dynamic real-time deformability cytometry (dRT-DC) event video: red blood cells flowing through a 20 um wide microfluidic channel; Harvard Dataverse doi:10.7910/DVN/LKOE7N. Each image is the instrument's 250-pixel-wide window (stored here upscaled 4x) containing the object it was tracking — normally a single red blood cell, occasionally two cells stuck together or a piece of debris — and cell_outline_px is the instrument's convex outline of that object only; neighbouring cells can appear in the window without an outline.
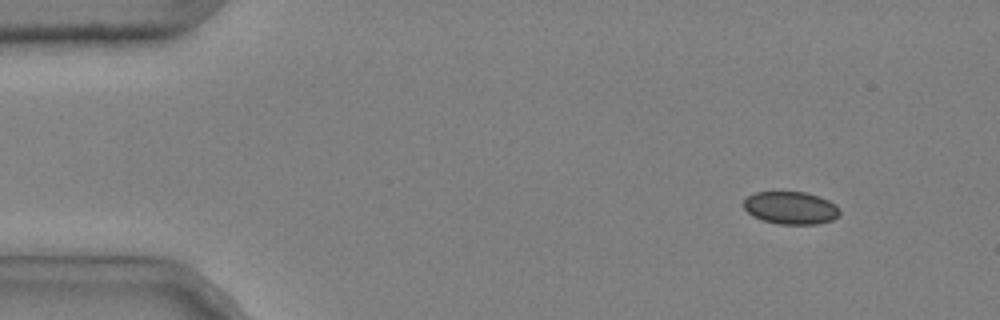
{"species": "common noctule bat (a hibernating species)", "species_latin": "Nyctalus noctula", "temperature_condition": "cold", "stored_images_in_passage": 50, "camera_frame_rate_fps": 3000, "um_per_image_px": 0.085, "animal": {"sex": "male", "body_mass_g": 20.4}, "frame": {"image": 1, "passage_image": 5, "time_ms": 1.333, "image_size_px": [1000, 320], "cell_outline_px": [[840, 216], [832, 220], [816, 224], [780, 224], [764, 220], [752, 216], [744, 208], [744, 200], [752, 192], [804, 192], [828, 200], [836, 204], [840, 208]], "centroid_in_image_um": [67.23, 17.67], "position_along_channel_um": 17.8, "area_um2": 18.26}}
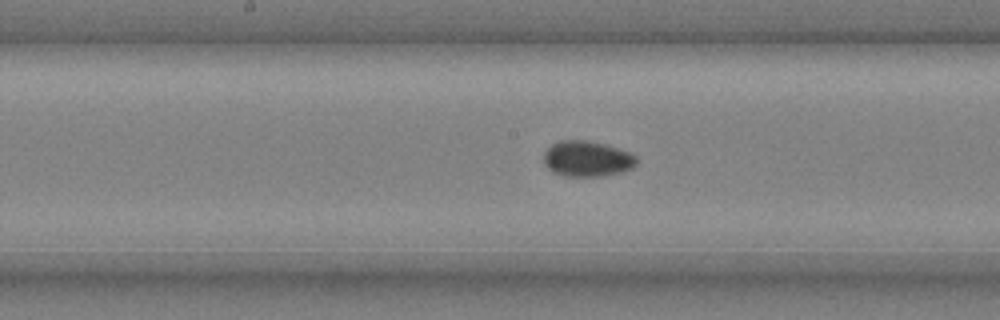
{"frame": {"image": 2, "passage_image": 27, "time_ms": 8.667, "image_size_px": [1000, 320], "cell_outline_px": [[636, 164], [632, 168], [620, 172], [600, 176], [564, 176], [552, 172], [544, 164], [544, 152], [552, 144], [560, 140], [584, 140], [604, 144], [632, 152], [636, 156]], "centroid_in_image_um": [49.89, 13.49], "position_along_channel_um": 198.3, "area_um2": 19.31}}
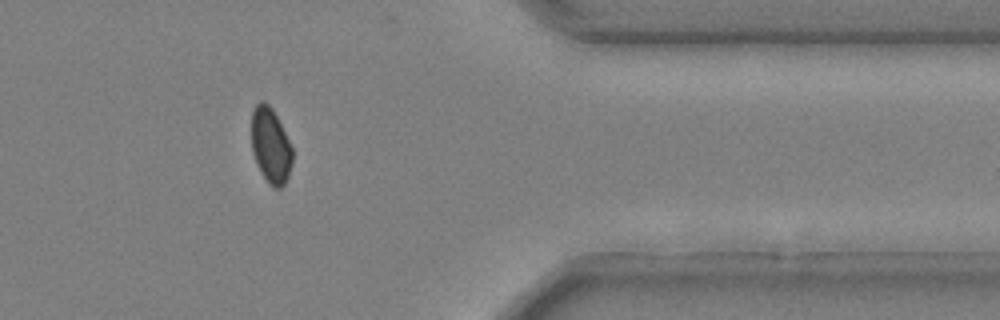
{"frame": {"image": 3, "passage_image": 44, "time_ms": 14.333, "image_size_px": [1000, 320], "cell_outline_px": [[292, 164], [288, 176], [284, 184], [280, 188], [272, 188], [268, 184], [260, 172], [256, 164], [252, 152], [252, 112], [256, 104], [260, 100], [264, 100], [272, 108], [292, 148]], "centroid_in_image_um": [22.98, 12.4], "position_along_channel_um": 388.4, "area_um2": 17.98}, "authors_computed_cell_mechanics": {"area_um2": 18.8428, "velocity_mm_per_s": 3.6868, "shape_relaxation_time_tau1_ms": 3.7018, "shape_relaxation_time_tau2_ms": 2.5176, "deformation_change_tau1": 0.0439, "deformation_change_tau2": 0.0333}}